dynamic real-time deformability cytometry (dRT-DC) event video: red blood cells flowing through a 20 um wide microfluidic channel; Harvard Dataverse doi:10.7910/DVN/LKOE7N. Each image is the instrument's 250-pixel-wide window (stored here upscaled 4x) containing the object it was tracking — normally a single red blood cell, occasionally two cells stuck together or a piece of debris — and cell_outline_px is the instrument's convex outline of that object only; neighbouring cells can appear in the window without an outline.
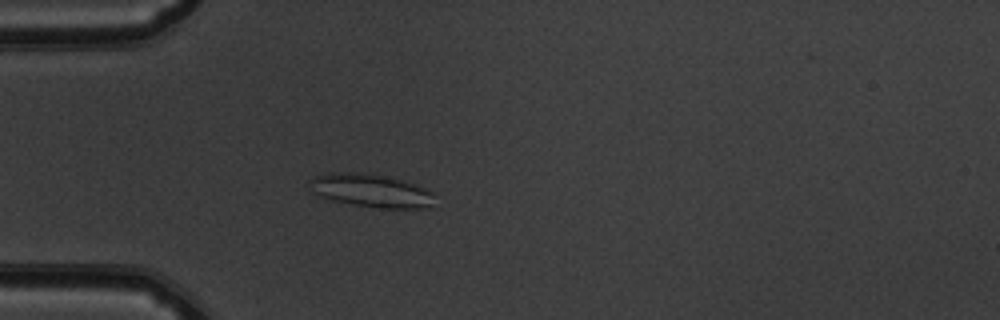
{"species": "common noctule bat (a hibernating species)", "species_latin": "Nyctalus noctula", "temperature_condition": "warm", "stored_images_in_passage": 53, "camera_frame_rate_fps": 3000, "um_per_image_px": 0.085, "animal": {"sex": "male", "body_mass_g": 19.5, "forearm_length_mm": 54.6}, "frame": {"image": 1, "passage_image": 16, "time_ms": 5.0, "image_size_px": [1000, 320], "cell_outline_px": [[432, 208], [380, 208], [332, 200], [320, 196], [316, 192], [308, 180], [316, 176], [328, 172], [372, 172], [416, 184], [432, 192]], "centroid_in_image_um": [31.56, 16.18], "position_along_channel_um": 53.4, "area_um2": 24.04}}
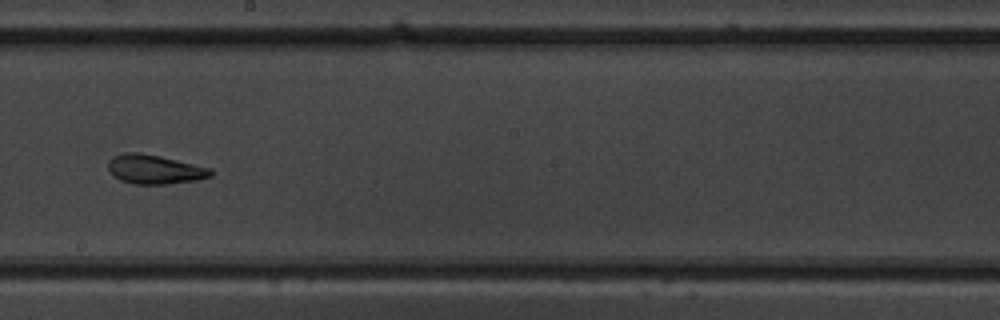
{"frame": {"image": 2, "passage_image": 31, "time_ms": 10.0, "image_size_px": [1000, 320], "cell_outline_px": [[212, 176], [196, 180], [164, 184], [132, 184], [120, 180], [112, 176], [108, 168], [108, 160], [112, 156], [124, 152], [140, 152], [160, 156], [212, 168]], "centroid_in_image_um": [13.1, 14.39], "position_along_channel_um": 235.1, "area_um2": 17.63}}
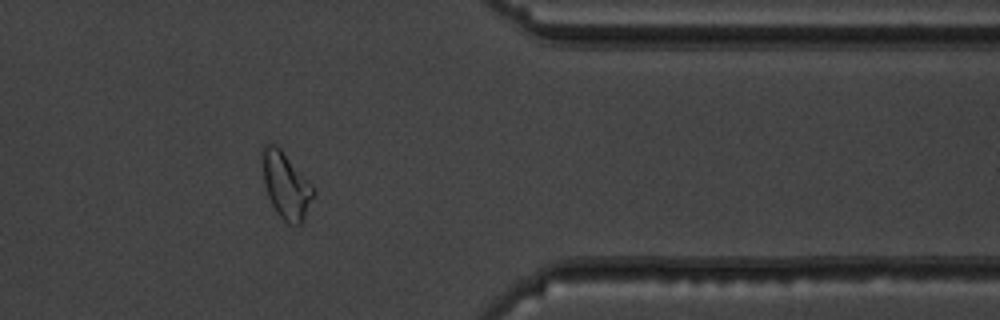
{"frame": {"image": 3, "passage_image": 44, "time_ms": 14.333, "image_size_px": [1000, 320], "cell_outline_px": [[316, 192], [304, 224], [288, 224], [276, 212], [268, 196], [264, 184], [260, 152], [264, 144], [276, 144], [280, 148], [312, 184]], "centroid_in_image_um": [24.32, 15.77], "position_along_channel_um": 387.1, "area_um2": 20.17}, "authors_computed_cell_mechanics": {"area_um2": 20.808, "velocity_mm_per_s": 3.8355, "shape_relaxation_time_tau1_ms": 8.4813, "shape_relaxation_time_tau2_ms": 1.8659, "deformation_change_tau1": 0.2086, "deformation_change_tau2": 0.0996}}